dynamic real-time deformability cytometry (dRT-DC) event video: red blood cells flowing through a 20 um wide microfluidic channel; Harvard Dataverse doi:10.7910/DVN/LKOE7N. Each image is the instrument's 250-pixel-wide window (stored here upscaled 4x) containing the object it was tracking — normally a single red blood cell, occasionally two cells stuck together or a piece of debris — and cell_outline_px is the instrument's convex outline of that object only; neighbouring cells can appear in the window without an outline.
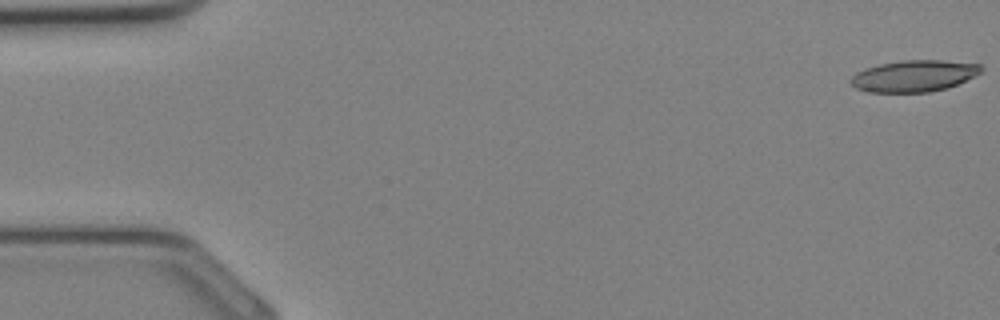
{"species": "Egyptian fruit bat (a non-hibernating species)", "species_latin": "Rousettus aegyptiacus", "temperature_condition": "cold", "stored_images_in_passage": 10, "camera_frame_rate_fps": 3000, "um_per_image_px": 0.085, "animal": {"sex": "female"}, "frame": {"image": 1, "passage_image": 1, "time_ms": 0.0, "image_size_px": [1000, 320], "cell_outline_px": [[984, 68], [980, 72], [956, 84], [944, 88], [928, 92], [868, 92], [856, 88], [848, 80], [856, 72], [864, 68], [880, 64], [900, 60], [944, 60], [980, 64]], "centroid_in_image_um": [77.64, 6.44], "position_along_channel_um": 7.4, "area_um2": 23.81}}
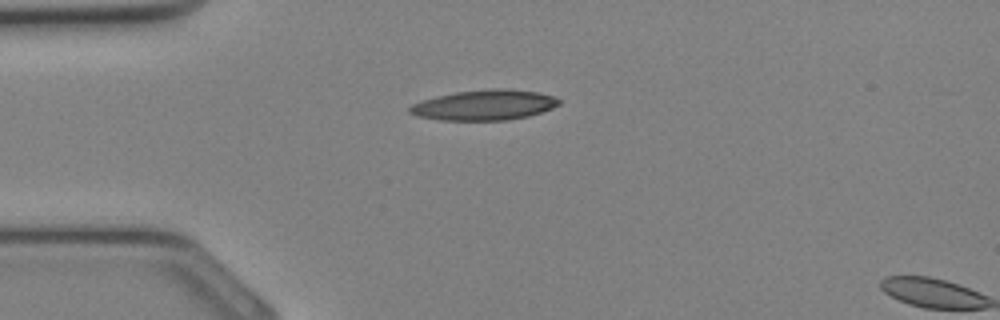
{"frame": {"image": 2, "passage_image": 9, "time_ms": 2.667, "image_size_px": [1000, 320], "cell_outline_px": [[560, 104], [552, 108], [528, 116], [508, 120], [440, 120], [416, 116], [408, 112], [408, 108], [412, 104], [436, 96], [456, 92], [496, 88], [504, 88], [536, 92], [552, 96], [560, 100]], "centroid_in_image_um": [41.15, 8.93], "position_along_channel_um": 43.9, "area_um2": 26.18}}